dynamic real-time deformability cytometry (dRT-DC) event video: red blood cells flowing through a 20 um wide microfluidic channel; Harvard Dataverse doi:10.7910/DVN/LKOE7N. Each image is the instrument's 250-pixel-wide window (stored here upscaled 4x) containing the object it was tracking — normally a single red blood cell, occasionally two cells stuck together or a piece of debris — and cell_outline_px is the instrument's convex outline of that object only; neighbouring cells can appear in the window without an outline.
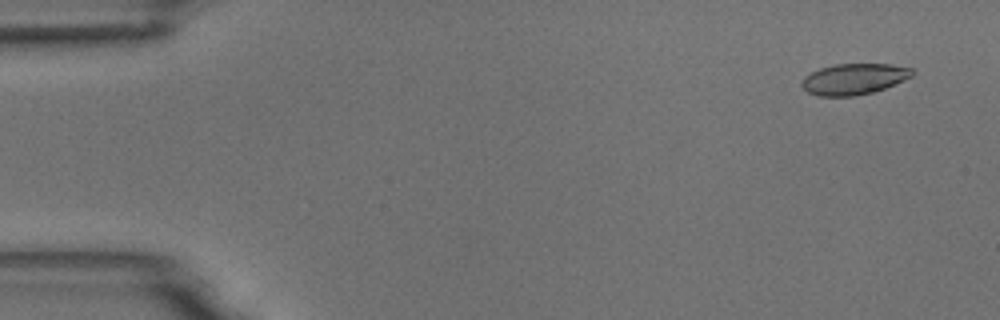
{"species": "common noctule bat (a hibernating species)", "species_latin": "Nyctalus noctula", "temperature_condition": "room temperature", "stored_images_in_passage": 4, "camera_frame_rate_fps": 3000, "um_per_image_px": 0.085, "animal": {"sex": "male", "body_mass_g": 18.8}, "frame": {"image": 1, "passage_image": 1, "time_ms": 0.0, "image_size_px": [1000, 320], "cell_outline_px": [[916, 72], [912, 76], [884, 88], [872, 92], [856, 96], [820, 96], [808, 92], [800, 84], [804, 76], [820, 68], [836, 64], [892, 64], [912, 68]], "centroid_in_image_um": [72.59, 6.71], "position_along_channel_um": 12.4, "area_um2": 19.88}}